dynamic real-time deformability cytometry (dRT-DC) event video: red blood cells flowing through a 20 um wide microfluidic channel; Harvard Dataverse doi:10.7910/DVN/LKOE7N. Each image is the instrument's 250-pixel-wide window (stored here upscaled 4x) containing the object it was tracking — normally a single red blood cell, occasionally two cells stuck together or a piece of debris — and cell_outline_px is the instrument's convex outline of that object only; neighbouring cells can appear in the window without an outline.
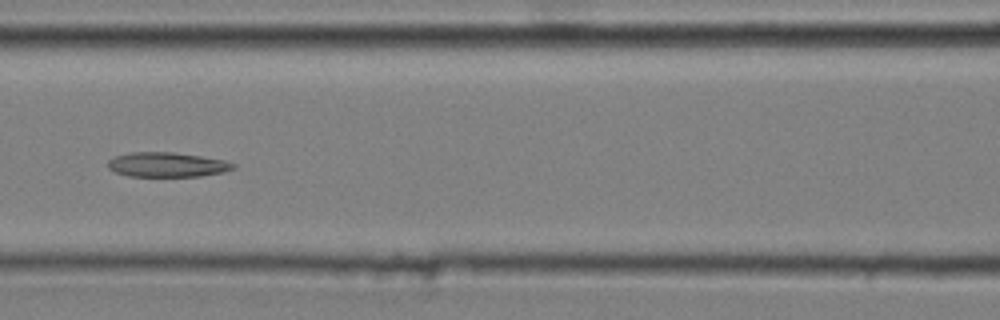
{"species": "common noctule bat (a hibernating species)", "species_latin": "Nyctalus noctula", "temperature_condition": "cold", "stored_images_in_passage": 7, "camera_frame_rate_fps": 3000, "um_per_image_px": 0.085, "animal": {"sex": "male", "body_mass_g": 20.4}, "frame": {"image": 1, "passage_image": 7, "time_ms": 2.0, "image_size_px": [1000, 320], "cell_outline_px": [[236, 168], [224, 172], [200, 176], [128, 176], [116, 172], [108, 168], [108, 160], [116, 156], [132, 152], [172, 152], [200, 156], [224, 160], [236, 164]], "centroid_in_image_um": [14.22, 14.0], "position_along_channel_um": 152.4, "area_um2": 17.92}}